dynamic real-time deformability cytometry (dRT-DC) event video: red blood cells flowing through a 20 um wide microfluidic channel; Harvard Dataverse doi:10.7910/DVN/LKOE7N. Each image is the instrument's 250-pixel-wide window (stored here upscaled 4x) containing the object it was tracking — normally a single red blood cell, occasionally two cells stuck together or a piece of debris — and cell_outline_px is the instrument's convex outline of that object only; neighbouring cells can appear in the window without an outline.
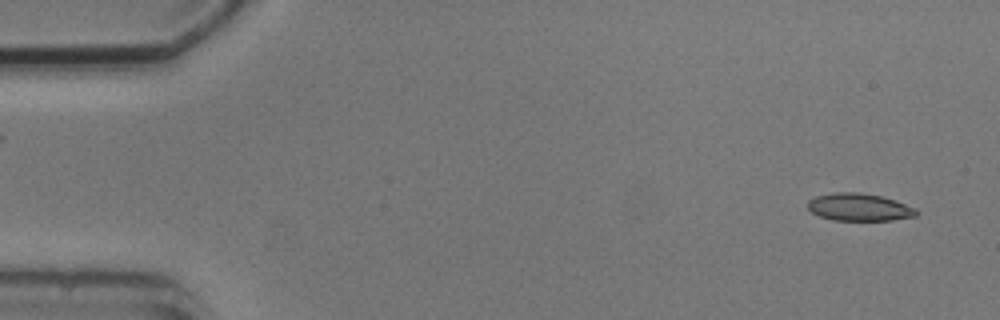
{"species": "common noctule bat (a hibernating species)", "species_latin": "Nyctalus noctula", "temperature_condition": "cold", "stored_images_in_passage": 7, "camera_frame_rate_fps": 3000, "um_per_image_px": 0.085, "animal": {"sex": "male", "body_mass_g": 20.5, "forearm_length_mm": 52.5}, "frame": {"image": 1, "passage_image": 1, "time_ms": 0.0, "image_size_px": [1000, 320], "cell_outline_px": [[920, 212], [916, 216], [892, 220], [832, 220], [820, 216], [812, 212], [808, 208], [808, 200], [816, 196], [836, 192], [856, 192], [880, 196], [896, 200], [916, 208]], "centroid_in_image_um": [73.06, 17.61], "position_along_channel_um": 11.9, "area_um2": 17.4}}
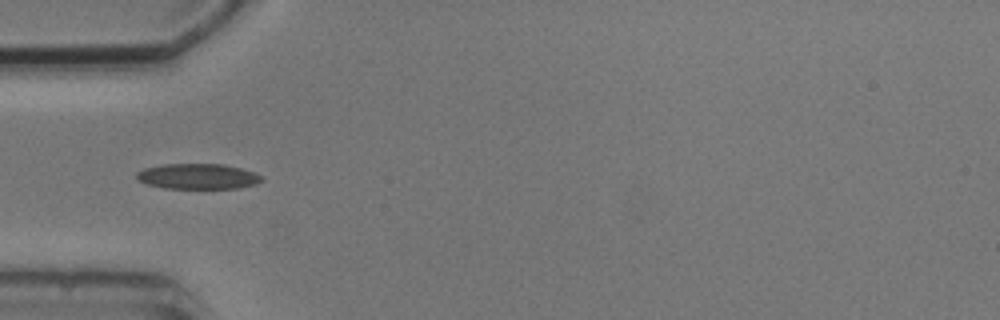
{"frame": {"image": 2, "passage_image": 5, "time_ms": 4.667, "image_size_px": [1000, 320], "cell_outline_px": [[264, 180], [256, 184], [236, 188], [164, 188], [148, 184], [136, 180], [136, 172], [144, 168], [164, 164], [224, 164], [240, 168], [264, 176]], "centroid_in_image_um": [16.81, 14.99], "position_along_channel_um": 68.2, "area_um2": 18.55}}
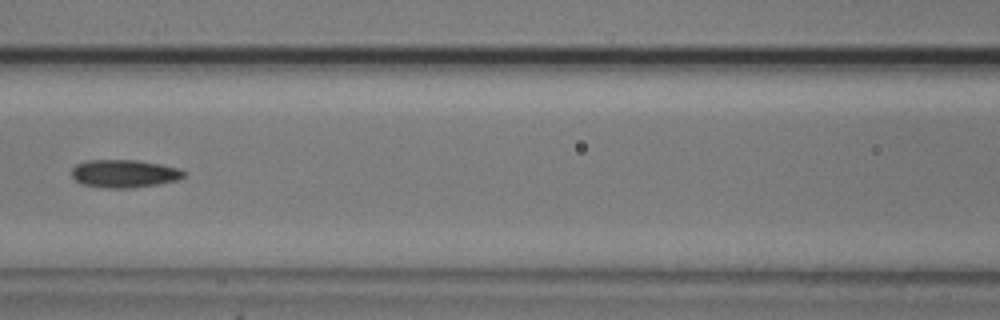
{"frame": {"image": 3, "passage_image": 7, "time_ms": 7.0, "image_size_px": [1000, 320], "cell_outline_px": [[188, 172], [184, 176], [176, 180], [156, 184], [132, 188], [104, 188], [80, 184], [72, 176], [72, 168], [76, 164], [88, 160], [136, 160], [160, 164], [176, 168]], "centroid_in_image_um": [10.53, 14.76], "position_along_channel_um": 156.1, "area_um2": 18.21}}